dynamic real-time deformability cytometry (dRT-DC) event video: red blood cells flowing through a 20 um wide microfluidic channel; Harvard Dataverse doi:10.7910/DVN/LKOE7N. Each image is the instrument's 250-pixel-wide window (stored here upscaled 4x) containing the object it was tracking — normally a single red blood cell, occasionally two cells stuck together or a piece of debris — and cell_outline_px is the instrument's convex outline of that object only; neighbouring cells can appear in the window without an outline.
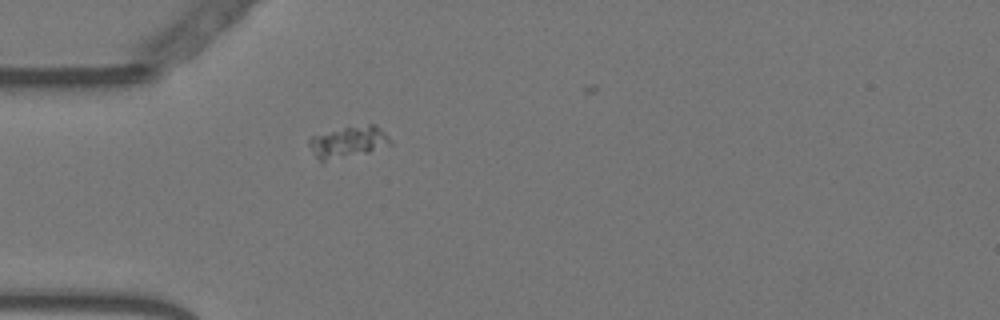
{"species": "Egyptian fruit bat (a non-hibernating species)", "species_latin": "Rousettus aegyptiacus", "temperature_condition": "warm", "stored_images_in_passage": 3, "camera_frame_rate_fps": 3000, "um_per_image_px": 0.085, "animal": {"sex": "female"}, "frame": {"image": 1, "passage_image": 1, "time_ms": 0.0, "image_size_px": [1000, 320], "cell_outline_px": [[392, 144], [368, 152], [324, 160], [320, 160], [312, 152], [308, 144], [308, 140], [312, 136], [344, 128], [368, 124], [376, 124], [392, 140]], "centroid_in_image_um": [29.63, 12.04], "position_along_channel_um": 55.4, "area_um2": 14.39}}